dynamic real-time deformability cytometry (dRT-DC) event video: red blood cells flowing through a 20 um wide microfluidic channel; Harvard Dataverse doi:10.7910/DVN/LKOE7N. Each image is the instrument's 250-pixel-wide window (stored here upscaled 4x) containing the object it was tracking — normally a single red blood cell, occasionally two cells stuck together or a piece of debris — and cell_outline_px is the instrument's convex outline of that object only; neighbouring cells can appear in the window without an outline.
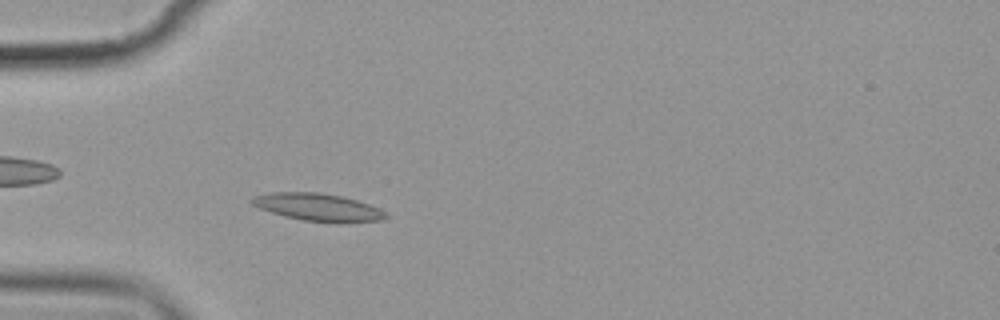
{"species": "common noctule bat (a hibernating species)", "species_latin": "Nyctalus noctula", "temperature_condition": "cold", "stored_images_in_passage": 6, "camera_frame_rate_fps": 3000, "um_per_image_px": 0.085, "animal": {"sex": "female", "body_mass_g": 19.9}, "frame": {"image": 1, "passage_image": 6, "time_ms": 6.0, "image_size_px": [1000, 320], "cell_outline_px": [[388, 216], [380, 220], [344, 224], [340, 224], [304, 220], [284, 216], [260, 208], [252, 204], [248, 200], [252, 196], [268, 192], [320, 192], [344, 196], [380, 208]], "centroid_in_image_um": [27.03, 17.61], "position_along_channel_um": 58.0, "area_um2": 21.85}}